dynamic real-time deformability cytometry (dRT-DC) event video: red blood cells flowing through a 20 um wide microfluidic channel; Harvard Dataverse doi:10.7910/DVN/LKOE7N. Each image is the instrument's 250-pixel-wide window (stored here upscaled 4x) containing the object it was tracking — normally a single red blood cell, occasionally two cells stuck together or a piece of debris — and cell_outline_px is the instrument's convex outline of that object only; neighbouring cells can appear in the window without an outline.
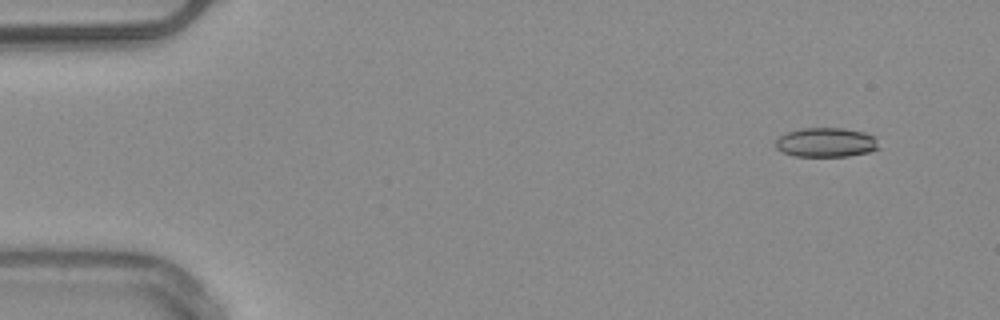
{"species": "common noctule bat (a hibernating species)", "species_latin": "Nyctalus noctula", "temperature_condition": "warm", "stored_images_in_passage": 5, "segment_of_instrument_passage": [2, 2], "camera_frame_rate_fps": 3000, "um_per_image_px": 0.085, "animal": {"sex": "male", "body_mass_g": 20.4}, "frame": {"image": 1, "passage_image": 5, "time_ms": 5.667, "image_size_px": [1000, 320], "cell_outline_px": [[880, 148], [868, 152], [848, 156], [796, 156], [780, 152], [776, 148], [776, 140], [780, 136], [788, 132], [800, 128], [844, 128], [864, 132], [872, 136], [876, 140]], "centroid_in_image_um": [70.2, 12.1], "position_along_channel_um": 14.8, "area_um2": 17.63}}